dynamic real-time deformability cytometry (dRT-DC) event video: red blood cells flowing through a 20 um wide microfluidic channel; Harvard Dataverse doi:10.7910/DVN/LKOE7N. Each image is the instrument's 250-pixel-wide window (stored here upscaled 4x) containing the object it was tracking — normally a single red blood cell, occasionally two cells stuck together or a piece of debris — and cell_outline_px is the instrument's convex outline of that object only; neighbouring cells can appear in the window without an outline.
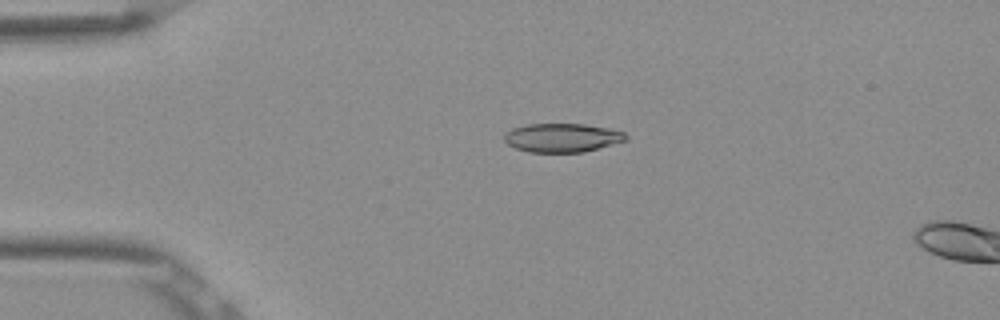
{"species": "Egyptian fruit bat (a non-hibernating species)", "species_latin": "Rousettus aegyptiacus", "temperature_condition": "room temperature", "stored_images_in_passage": 4, "camera_frame_rate_fps": 3000, "um_per_image_px": 0.085, "frame": {"image": 1, "passage_image": 1, "time_ms": 0.0, "image_size_px": [1000, 320], "cell_outline_px": [[628, 140], [584, 152], [528, 152], [516, 148], [508, 144], [504, 140], [504, 132], [512, 128], [524, 124], [584, 124], [608, 128], [624, 132], [628, 136]], "centroid_in_image_um": [47.77, 11.7], "position_along_channel_um": 37.2, "area_um2": 20.52}}